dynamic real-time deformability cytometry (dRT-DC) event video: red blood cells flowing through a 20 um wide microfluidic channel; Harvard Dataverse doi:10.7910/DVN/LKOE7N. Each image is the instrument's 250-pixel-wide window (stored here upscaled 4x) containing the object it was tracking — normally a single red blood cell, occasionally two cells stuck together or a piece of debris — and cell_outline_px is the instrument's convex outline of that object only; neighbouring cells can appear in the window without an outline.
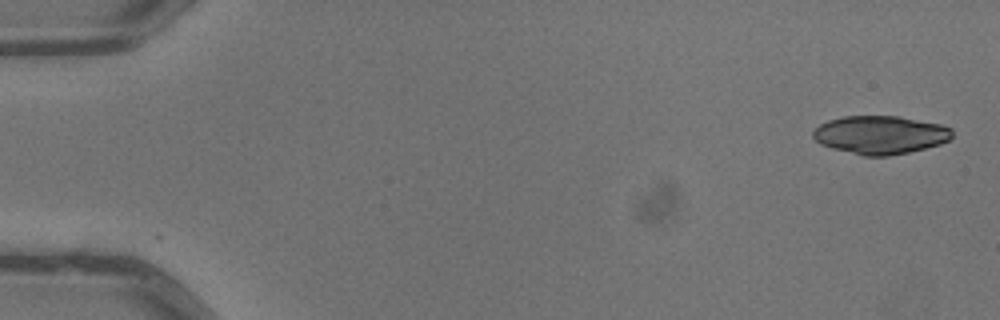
{"species": "common noctule bat (a hibernating species)", "species_latin": "Nyctalus noctula", "temperature_condition": "warm", "stored_images_in_passage": 5, "camera_frame_rate_fps": 3000, "um_per_image_px": 0.085, "animal": {"sex": "male", "body_mass_g": 13.3}, "frame": {"image": 1, "passage_image": 1, "time_ms": 0.0, "image_size_px": [1000, 320], "cell_outline_px": [[952, 136], [948, 140], [940, 144], [908, 152], [888, 156], [864, 156], [832, 148], [820, 144], [812, 136], [812, 132], [820, 124], [828, 120], [844, 116], [900, 116], [940, 124], [952, 128]], "centroid_in_image_um": [74.81, 11.46], "position_along_channel_um": 10.2, "area_um2": 30.98}}
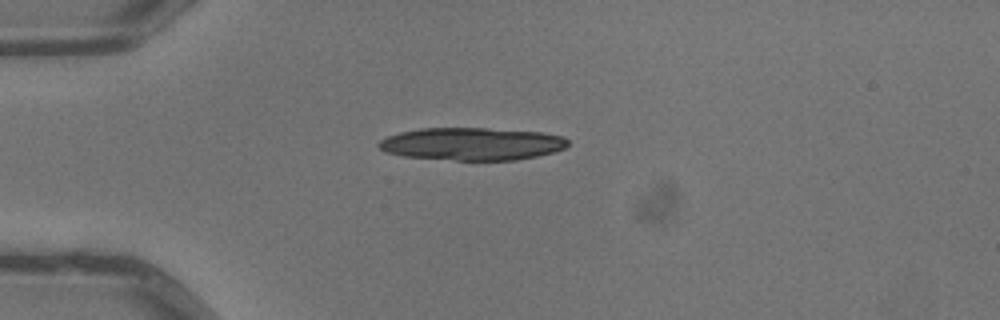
{"frame": {"image": 2, "passage_image": 3, "time_ms": 0.667, "image_size_px": [1000, 320], "cell_outline_px": [[568, 144], [564, 148], [552, 152], [536, 156], [516, 160], [456, 160], [404, 156], [384, 152], [376, 144], [380, 140], [388, 136], [400, 132], [420, 128], [488, 128], [540, 132], [564, 136], [568, 140]], "centroid_in_image_um": [40.1, 12.22], "position_along_channel_um": 44.9, "area_um2": 35.95}}
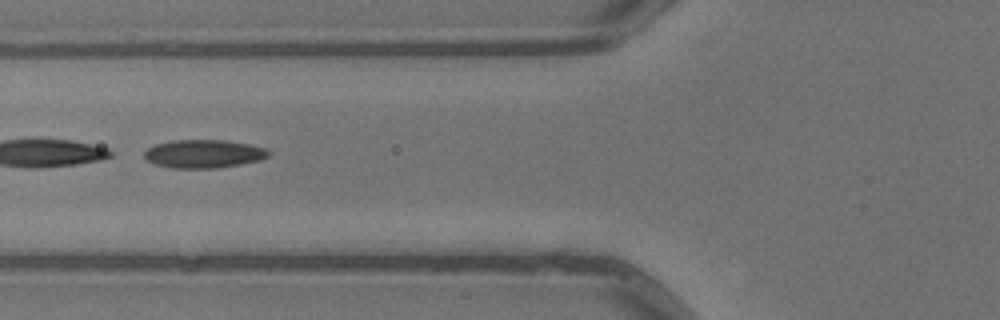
{"frame": {"image": 3, "passage_image": 5, "time_ms": 1.333, "image_size_px": [1000, 320], "cell_outline_px": [[272, 152], [268, 156], [260, 160], [240, 164], [216, 168], [172, 168], [156, 164], [144, 160], [144, 152], [148, 148], [156, 144], [172, 140], [224, 140], [248, 144], [264, 148]], "centroid_in_image_um": [17.29, 13.07], "position_along_channel_um": 108.5, "area_um2": 20.46}}